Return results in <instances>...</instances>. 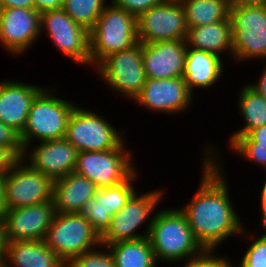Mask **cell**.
Segmentation results:
<instances>
[{"instance_id": "cell-28", "label": "cell", "mask_w": 266, "mask_h": 267, "mask_svg": "<svg viewBox=\"0 0 266 267\" xmlns=\"http://www.w3.org/2000/svg\"><path fill=\"white\" fill-rule=\"evenodd\" d=\"M110 0H63L62 9L78 24L90 31Z\"/></svg>"}, {"instance_id": "cell-19", "label": "cell", "mask_w": 266, "mask_h": 267, "mask_svg": "<svg viewBox=\"0 0 266 267\" xmlns=\"http://www.w3.org/2000/svg\"><path fill=\"white\" fill-rule=\"evenodd\" d=\"M186 53V40L142 43V59L146 78L182 77Z\"/></svg>"}, {"instance_id": "cell-27", "label": "cell", "mask_w": 266, "mask_h": 267, "mask_svg": "<svg viewBox=\"0 0 266 267\" xmlns=\"http://www.w3.org/2000/svg\"><path fill=\"white\" fill-rule=\"evenodd\" d=\"M188 28L214 24L230 16V0H184Z\"/></svg>"}, {"instance_id": "cell-5", "label": "cell", "mask_w": 266, "mask_h": 267, "mask_svg": "<svg viewBox=\"0 0 266 267\" xmlns=\"http://www.w3.org/2000/svg\"><path fill=\"white\" fill-rule=\"evenodd\" d=\"M140 193L136 191L125 206L112 216L108 228L100 236V242L103 246L119 241L148 237L156 213L155 210H157V206L159 207L160 202L163 201L166 193L162 188Z\"/></svg>"}, {"instance_id": "cell-26", "label": "cell", "mask_w": 266, "mask_h": 267, "mask_svg": "<svg viewBox=\"0 0 266 267\" xmlns=\"http://www.w3.org/2000/svg\"><path fill=\"white\" fill-rule=\"evenodd\" d=\"M239 89L237 97V113L243 119L244 125L233 132L229 137H240L247 135L251 130L266 124V100L244 83Z\"/></svg>"}, {"instance_id": "cell-16", "label": "cell", "mask_w": 266, "mask_h": 267, "mask_svg": "<svg viewBox=\"0 0 266 267\" xmlns=\"http://www.w3.org/2000/svg\"><path fill=\"white\" fill-rule=\"evenodd\" d=\"M77 154L78 150L62 138L27 145L21 159L54 182L74 172Z\"/></svg>"}, {"instance_id": "cell-23", "label": "cell", "mask_w": 266, "mask_h": 267, "mask_svg": "<svg viewBox=\"0 0 266 267\" xmlns=\"http://www.w3.org/2000/svg\"><path fill=\"white\" fill-rule=\"evenodd\" d=\"M187 46L225 57L233 58L232 23L230 16L214 24L188 28ZM223 56V57H222Z\"/></svg>"}, {"instance_id": "cell-31", "label": "cell", "mask_w": 266, "mask_h": 267, "mask_svg": "<svg viewBox=\"0 0 266 267\" xmlns=\"http://www.w3.org/2000/svg\"><path fill=\"white\" fill-rule=\"evenodd\" d=\"M104 247V248H103ZM66 267H116L107 246L98 247L72 258Z\"/></svg>"}, {"instance_id": "cell-24", "label": "cell", "mask_w": 266, "mask_h": 267, "mask_svg": "<svg viewBox=\"0 0 266 267\" xmlns=\"http://www.w3.org/2000/svg\"><path fill=\"white\" fill-rule=\"evenodd\" d=\"M4 265L5 267H66L44 240L8 242Z\"/></svg>"}, {"instance_id": "cell-34", "label": "cell", "mask_w": 266, "mask_h": 267, "mask_svg": "<svg viewBox=\"0 0 266 267\" xmlns=\"http://www.w3.org/2000/svg\"><path fill=\"white\" fill-rule=\"evenodd\" d=\"M118 8L124 9L135 17H139L146 10L161 4L165 0H110Z\"/></svg>"}, {"instance_id": "cell-13", "label": "cell", "mask_w": 266, "mask_h": 267, "mask_svg": "<svg viewBox=\"0 0 266 267\" xmlns=\"http://www.w3.org/2000/svg\"><path fill=\"white\" fill-rule=\"evenodd\" d=\"M194 98L183 77L147 78L140 94L133 102L150 113L176 116L186 113L193 101H196Z\"/></svg>"}, {"instance_id": "cell-2", "label": "cell", "mask_w": 266, "mask_h": 267, "mask_svg": "<svg viewBox=\"0 0 266 267\" xmlns=\"http://www.w3.org/2000/svg\"><path fill=\"white\" fill-rule=\"evenodd\" d=\"M148 238L157 263L185 265L204 251L178 207L156 211Z\"/></svg>"}, {"instance_id": "cell-20", "label": "cell", "mask_w": 266, "mask_h": 267, "mask_svg": "<svg viewBox=\"0 0 266 267\" xmlns=\"http://www.w3.org/2000/svg\"><path fill=\"white\" fill-rule=\"evenodd\" d=\"M44 88L15 79L0 80V121L21 134L32 102Z\"/></svg>"}, {"instance_id": "cell-33", "label": "cell", "mask_w": 266, "mask_h": 267, "mask_svg": "<svg viewBox=\"0 0 266 267\" xmlns=\"http://www.w3.org/2000/svg\"><path fill=\"white\" fill-rule=\"evenodd\" d=\"M0 146L9 147L20 159L23 156L24 147L20 139V134L1 121Z\"/></svg>"}, {"instance_id": "cell-40", "label": "cell", "mask_w": 266, "mask_h": 267, "mask_svg": "<svg viewBox=\"0 0 266 267\" xmlns=\"http://www.w3.org/2000/svg\"><path fill=\"white\" fill-rule=\"evenodd\" d=\"M7 243L5 223L3 218H0V266L5 264Z\"/></svg>"}, {"instance_id": "cell-38", "label": "cell", "mask_w": 266, "mask_h": 267, "mask_svg": "<svg viewBox=\"0 0 266 267\" xmlns=\"http://www.w3.org/2000/svg\"><path fill=\"white\" fill-rule=\"evenodd\" d=\"M261 190L259 192V197H260V203H259V206H260V218L261 220L258 219V221L260 222V226L261 228H266V178L265 180L263 181V185L261 186V188L259 189Z\"/></svg>"}, {"instance_id": "cell-32", "label": "cell", "mask_w": 266, "mask_h": 267, "mask_svg": "<svg viewBox=\"0 0 266 267\" xmlns=\"http://www.w3.org/2000/svg\"><path fill=\"white\" fill-rule=\"evenodd\" d=\"M218 255L216 250H204L198 256L192 258L184 267H235L230 258Z\"/></svg>"}, {"instance_id": "cell-3", "label": "cell", "mask_w": 266, "mask_h": 267, "mask_svg": "<svg viewBox=\"0 0 266 267\" xmlns=\"http://www.w3.org/2000/svg\"><path fill=\"white\" fill-rule=\"evenodd\" d=\"M45 87L33 100L27 122L20 134L23 147L33 142L65 138L69 118L78 105L73 100L59 97L58 88Z\"/></svg>"}, {"instance_id": "cell-21", "label": "cell", "mask_w": 266, "mask_h": 267, "mask_svg": "<svg viewBox=\"0 0 266 267\" xmlns=\"http://www.w3.org/2000/svg\"><path fill=\"white\" fill-rule=\"evenodd\" d=\"M225 58L203 50L187 46L182 77L190 93L195 96V89L209 90L223 78Z\"/></svg>"}, {"instance_id": "cell-7", "label": "cell", "mask_w": 266, "mask_h": 267, "mask_svg": "<svg viewBox=\"0 0 266 267\" xmlns=\"http://www.w3.org/2000/svg\"><path fill=\"white\" fill-rule=\"evenodd\" d=\"M233 62L266 61V6L231 2Z\"/></svg>"}, {"instance_id": "cell-44", "label": "cell", "mask_w": 266, "mask_h": 267, "mask_svg": "<svg viewBox=\"0 0 266 267\" xmlns=\"http://www.w3.org/2000/svg\"><path fill=\"white\" fill-rule=\"evenodd\" d=\"M165 1H171V2H182L184 0H165Z\"/></svg>"}, {"instance_id": "cell-18", "label": "cell", "mask_w": 266, "mask_h": 267, "mask_svg": "<svg viewBox=\"0 0 266 267\" xmlns=\"http://www.w3.org/2000/svg\"><path fill=\"white\" fill-rule=\"evenodd\" d=\"M54 215L53 201L7 209L3 216L7 241L44 240Z\"/></svg>"}, {"instance_id": "cell-14", "label": "cell", "mask_w": 266, "mask_h": 267, "mask_svg": "<svg viewBox=\"0 0 266 267\" xmlns=\"http://www.w3.org/2000/svg\"><path fill=\"white\" fill-rule=\"evenodd\" d=\"M138 42L186 40L188 27L181 2L164 1L137 18Z\"/></svg>"}, {"instance_id": "cell-17", "label": "cell", "mask_w": 266, "mask_h": 267, "mask_svg": "<svg viewBox=\"0 0 266 267\" xmlns=\"http://www.w3.org/2000/svg\"><path fill=\"white\" fill-rule=\"evenodd\" d=\"M139 170L137 169L126 181L116 186L99 188L93 198L87 201L78 214L92 225L93 229L101 236L108 228L111 218L119 212L138 191L135 186Z\"/></svg>"}, {"instance_id": "cell-8", "label": "cell", "mask_w": 266, "mask_h": 267, "mask_svg": "<svg viewBox=\"0 0 266 267\" xmlns=\"http://www.w3.org/2000/svg\"><path fill=\"white\" fill-rule=\"evenodd\" d=\"M127 138L115 149L107 151H80L74 172L87 177L98 188L116 186L126 181L136 170L133 151L127 147Z\"/></svg>"}, {"instance_id": "cell-39", "label": "cell", "mask_w": 266, "mask_h": 267, "mask_svg": "<svg viewBox=\"0 0 266 267\" xmlns=\"http://www.w3.org/2000/svg\"><path fill=\"white\" fill-rule=\"evenodd\" d=\"M1 8H35L34 0H0Z\"/></svg>"}, {"instance_id": "cell-42", "label": "cell", "mask_w": 266, "mask_h": 267, "mask_svg": "<svg viewBox=\"0 0 266 267\" xmlns=\"http://www.w3.org/2000/svg\"><path fill=\"white\" fill-rule=\"evenodd\" d=\"M7 211L5 204V194H4V175H0V218H3Z\"/></svg>"}, {"instance_id": "cell-15", "label": "cell", "mask_w": 266, "mask_h": 267, "mask_svg": "<svg viewBox=\"0 0 266 267\" xmlns=\"http://www.w3.org/2000/svg\"><path fill=\"white\" fill-rule=\"evenodd\" d=\"M40 14L35 8H1L0 47L8 56L26 54L38 42Z\"/></svg>"}, {"instance_id": "cell-9", "label": "cell", "mask_w": 266, "mask_h": 267, "mask_svg": "<svg viewBox=\"0 0 266 267\" xmlns=\"http://www.w3.org/2000/svg\"><path fill=\"white\" fill-rule=\"evenodd\" d=\"M44 242L65 264L101 244L100 235L78 213H55Z\"/></svg>"}, {"instance_id": "cell-12", "label": "cell", "mask_w": 266, "mask_h": 267, "mask_svg": "<svg viewBox=\"0 0 266 267\" xmlns=\"http://www.w3.org/2000/svg\"><path fill=\"white\" fill-rule=\"evenodd\" d=\"M53 181L20 159L4 175L7 209L37 205L52 201Z\"/></svg>"}, {"instance_id": "cell-36", "label": "cell", "mask_w": 266, "mask_h": 267, "mask_svg": "<svg viewBox=\"0 0 266 267\" xmlns=\"http://www.w3.org/2000/svg\"><path fill=\"white\" fill-rule=\"evenodd\" d=\"M263 63H265V65H263L264 67L260 72L261 74L258 77L259 79L257 78L254 83L247 82V85L266 100V61Z\"/></svg>"}, {"instance_id": "cell-22", "label": "cell", "mask_w": 266, "mask_h": 267, "mask_svg": "<svg viewBox=\"0 0 266 267\" xmlns=\"http://www.w3.org/2000/svg\"><path fill=\"white\" fill-rule=\"evenodd\" d=\"M98 189L90 179L75 172L55 180L52 194L55 213H78Z\"/></svg>"}, {"instance_id": "cell-10", "label": "cell", "mask_w": 266, "mask_h": 267, "mask_svg": "<svg viewBox=\"0 0 266 267\" xmlns=\"http://www.w3.org/2000/svg\"><path fill=\"white\" fill-rule=\"evenodd\" d=\"M101 82L112 91L132 100L140 94L146 74L142 59V43L105 58L94 70ZM108 85V86H107Z\"/></svg>"}, {"instance_id": "cell-30", "label": "cell", "mask_w": 266, "mask_h": 267, "mask_svg": "<svg viewBox=\"0 0 266 267\" xmlns=\"http://www.w3.org/2000/svg\"><path fill=\"white\" fill-rule=\"evenodd\" d=\"M228 149L244 161L261 166L266 170V144L255 143L248 135L240 137H229Z\"/></svg>"}, {"instance_id": "cell-37", "label": "cell", "mask_w": 266, "mask_h": 267, "mask_svg": "<svg viewBox=\"0 0 266 267\" xmlns=\"http://www.w3.org/2000/svg\"><path fill=\"white\" fill-rule=\"evenodd\" d=\"M35 9L38 12H43L46 10L61 9L63 0H34Z\"/></svg>"}, {"instance_id": "cell-1", "label": "cell", "mask_w": 266, "mask_h": 267, "mask_svg": "<svg viewBox=\"0 0 266 267\" xmlns=\"http://www.w3.org/2000/svg\"><path fill=\"white\" fill-rule=\"evenodd\" d=\"M205 144L198 189L188 203L177 207L202 248L217 250L227 239L239 238L245 226L229 195L221 152L214 144Z\"/></svg>"}, {"instance_id": "cell-35", "label": "cell", "mask_w": 266, "mask_h": 267, "mask_svg": "<svg viewBox=\"0 0 266 267\" xmlns=\"http://www.w3.org/2000/svg\"><path fill=\"white\" fill-rule=\"evenodd\" d=\"M20 160L9 148L0 146V175H5Z\"/></svg>"}, {"instance_id": "cell-4", "label": "cell", "mask_w": 266, "mask_h": 267, "mask_svg": "<svg viewBox=\"0 0 266 267\" xmlns=\"http://www.w3.org/2000/svg\"><path fill=\"white\" fill-rule=\"evenodd\" d=\"M89 41L94 70L108 56L138 43L137 17L109 2L89 31Z\"/></svg>"}, {"instance_id": "cell-11", "label": "cell", "mask_w": 266, "mask_h": 267, "mask_svg": "<svg viewBox=\"0 0 266 267\" xmlns=\"http://www.w3.org/2000/svg\"><path fill=\"white\" fill-rule=\"evenodd\" d=\"M48 35L52 45L70 61L90 66L89 31L76 23L62 8L40 14V34Z\"/></svg>"}, {"instance_id": "cell-43", "label": "cell", "mask_w": 266, "mask_h": 267, "mask_svg": "<svg viewBox=\"0 0 266 267\" xmlns=\"http://www.w3.org/2000/svg\"><path fill=\"white\" fill-rule=\"evenodd\" d=\"M232 3L246 6H266V0H233Z\"/></svg>"}, {"instance_id": "cell-29", "label": "cell", "mask_w": 266, "mask_h": 267, "mask_svg": "<svg viewBox=\"0 0 266 267\" xmlns=\"http://www.w3.org/2000/svg\"><path fill=\"white\" fill-rule=\"evenodd\" d=\"M261 231L263 232L258 236L256 231L251 233L249 228L244 227L240 238L251 243H247L248 247L235 267H266V228Z\"/></svg>"}, {"instance_id": "cell-25", "label": "cell", "mask_w": 266, "mask_h": 267, "mask_svg": "<svg viewBox=\"0 0 266 267\" xmlns=\"http://www.w3.org/2000/svg\"><path fill=\"white\" fill-rule=\"evenodd\" d=\"M116 267H158L148 237L107 245Z\"/></svg>"}, {"instance_id": "cell-41", "label": "cell", "mask_w": 266, "mask_h": 267, "mask_svg": "<svg viewBox=\"0 0 266 267\" xmlns=\"http://www.w3.org/2000/svg\"><path fill=\"white\" fill-rule=\"evenodd\" d=\"M255 143L266 144V124L251 130L247 134Z\"/></svg>"}, {"instance_id": "cell-6", "label": "cell", "mask_w": 266, "mask_h": 267, "mask_svg": "<svg viewBox=\"0 0 266 267\" xmlns=\"http://www.w3.org/2000/svg\"><path fill=\"white\" fill-rule=\"evenodd\" d=\"M79 106L73 110L65 139L80 151H107L117 148L126 138V129L118 130L103 113Z\"/></svg>"}]
</instances>
